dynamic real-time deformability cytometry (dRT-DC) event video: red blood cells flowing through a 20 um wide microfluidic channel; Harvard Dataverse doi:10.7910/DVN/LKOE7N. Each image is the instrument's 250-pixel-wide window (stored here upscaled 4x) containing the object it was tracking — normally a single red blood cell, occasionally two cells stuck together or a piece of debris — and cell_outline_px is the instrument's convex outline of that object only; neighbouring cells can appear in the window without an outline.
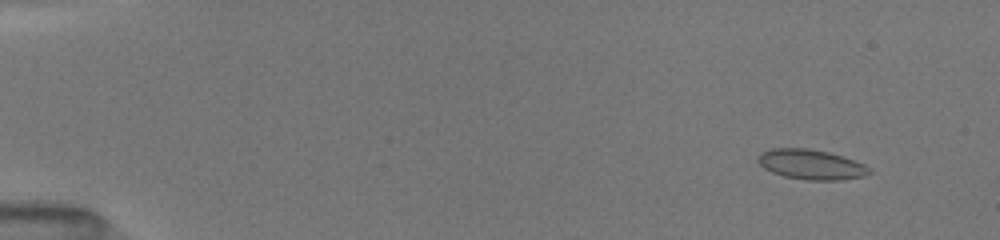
{"species": "common noctule bat (a hibernating species)", "species_latin": "Nyctalus noctula", "temperature_condition": "room temperature", "stored_images_in_passage": 11, "camera_frame_rate_fps": 3000, "um_per_image_px": 0.085, "animal": {"sex": "female", "body_mass_g": 19.5, "forearm_length_mm": 54.1}, "frame": {"image": 1, "passage_image": 6, "time_ms": 1.333, "image_size_px": [1000, 240], "cell_outline_px": [[872, 172], [864, 176], [840, 180], [808, 180], [784, 176], [772, 172], [764, 168], [756, 160], [756, 156], [760, 152], [772, 148], [808, 148], [828, 152], [864, 164]], "centroid_in_image_um": [68.89, 13.97], "position_along_channel_um": 16.1, "area_um2": 19.36}}